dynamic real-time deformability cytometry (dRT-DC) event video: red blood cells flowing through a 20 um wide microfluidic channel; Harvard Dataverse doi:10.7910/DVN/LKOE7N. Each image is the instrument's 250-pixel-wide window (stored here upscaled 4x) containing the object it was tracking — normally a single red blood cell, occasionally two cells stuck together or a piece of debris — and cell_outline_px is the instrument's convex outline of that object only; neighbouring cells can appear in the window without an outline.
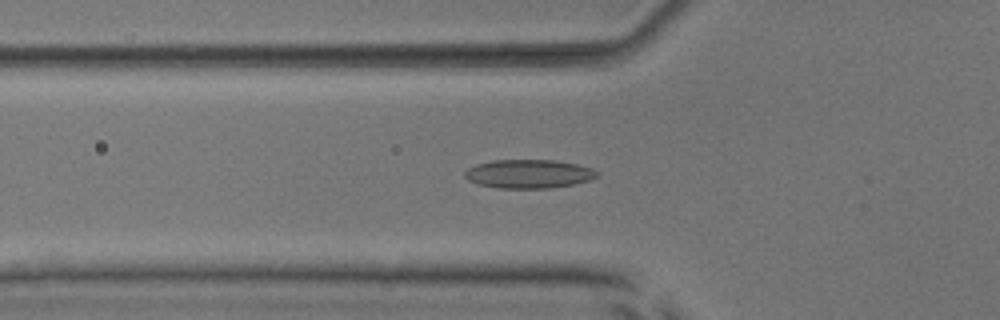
{"species": "common noctule bat (a hibernating species)", "species_latin": "Nyctalus noctula", "temperature_condition": "room temperature", "stored_images_in_passage": 48, "camera_frame_rate_fps": 3000, "um_per_image_px": 0.085, "animal": {"sex": "male", "body_mass_g": 17.9, "forearm_length_mm": 54.2}, "frame": {"image": 1, "passage_image": 19, "time_ms": 6.0, "image_size_px": [1000, 320], "cell_outline_px": [[600, 176], [592, 180], [572, 184], [548, 188], [500, 188], [480, 184], [468, 180], [464, 176], [464, 172], [468, 168], [476, 164], [492, 160], [556, 160], [580, 164], [592, 168], [600, 172]], "centroid_in_image_um": [45.0, 14.77], "position_along_channel_um": 80.8, "area_um2": 22.31}}
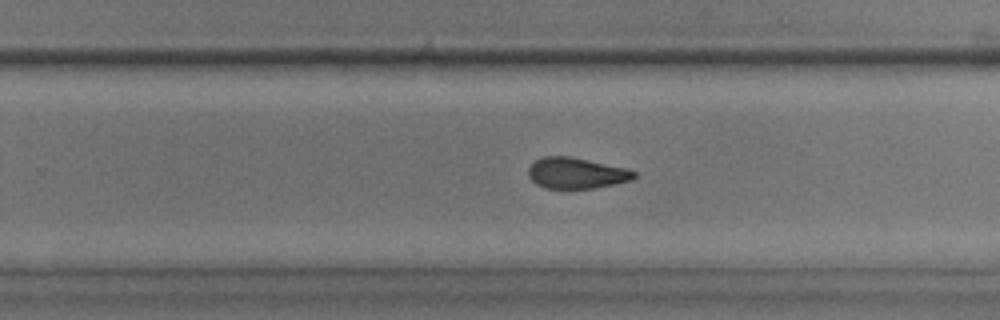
{"frame": {"image": 2, "passage_image": 34, "time_ms": 11.0, "image_size_px": [1000, 320], "cell_outline_px": [[636, 176], [632, 180], [592, 188], [544, 188], [536, 184], [528, 176], [528, 168], [536, 160], [544, 156], [568, 156], [624, 168], [636, 172]], "centroid_in_image_um": [48.94, 14.72], "position_along_channel_um": 280.9, "area_um2": 18.73}}
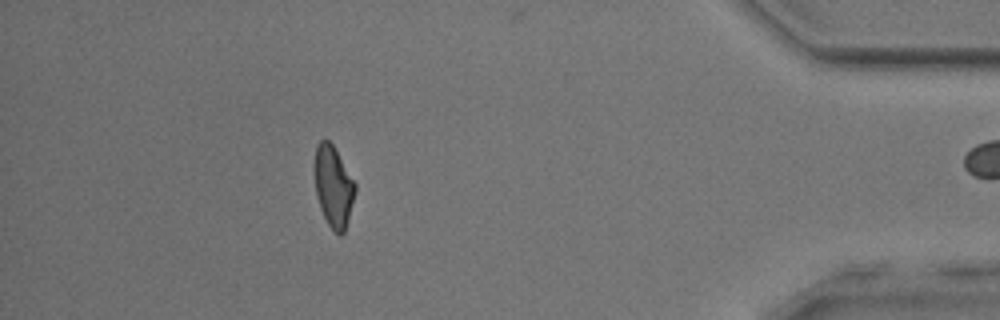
{"frame": {"image": 3, "passage_image": 47, "time_ms": 15.333, "image_size_px": [1000, 320], "cell_outline_px": [[356, 192], [348, 220], [344, 232], [340, 236], [328, 224], [320, 208], [316, 196], [316, 144], [324, 136], [332, 144], [356, 184]], "centroid_in_image_um": [28.36, 15.85], "position_along_channel_um": 406.8, "area_um2": 18.84}}